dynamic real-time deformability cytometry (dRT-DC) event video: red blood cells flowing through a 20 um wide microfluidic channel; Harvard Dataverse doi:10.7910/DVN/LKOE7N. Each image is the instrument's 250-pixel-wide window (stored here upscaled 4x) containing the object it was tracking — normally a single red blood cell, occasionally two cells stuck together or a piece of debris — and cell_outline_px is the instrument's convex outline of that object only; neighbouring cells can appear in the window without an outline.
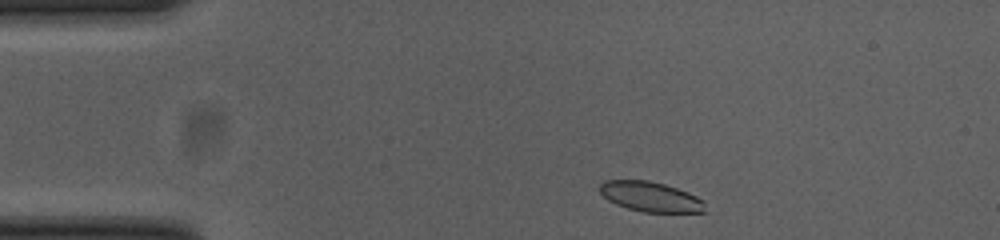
{"species": "common noctule bat (a hibernating species)", "species_latin": "Nyctalus noctula", "temperature_condition": "cold", "stored_images_in_passage": 47, "camera_frame_rate_fps": 3000, "um_per_image_px": 0.085, "animal": {"sex": "female", "body_mass_g": 23.0, "forearm_length_mm": 53.4}, "frame": {"image": 1, "passage_image": 2, "time_ms": 0.333, "image_size_px": [1000, 240], "cell_outline_px": [[704, 212], [644, 212], [628, 208], [616, 204], [608, 200], [600, 192], [600, 184], [604, 180], [648, 180], [664, 184], [688, 192], [704, 200]], "centroid_in_image_um": [55.28, 16.71], "position_along_channel_um": 29.7, "area_um2": 18.26}}
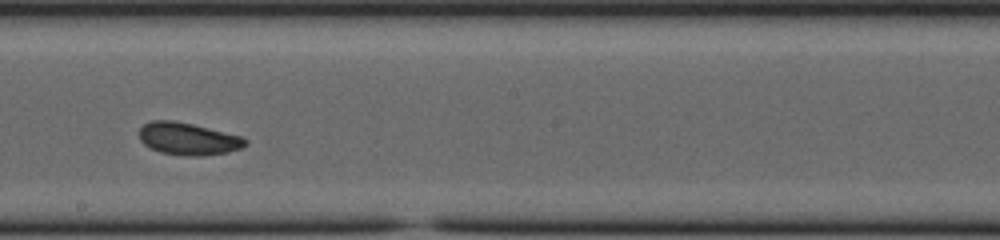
{"frame": {"image": 2, "passage_image": 23, "time_ms": 7.333, "image_size_px": [1000, 240], "cell_outline_px": [[248, 144], [240, 148], [228, 152], [200, 156], [188, 156], [160, 152], [144, 144], [140, 140], [140, 128], [144, 124], [152, 120], [172, 120], [192, 124], [240, 136], [248, 140]], "centroid_in_image_um": [15.99, 11.8], "position_along_channel_um": 232.2, "area_um2": 19.77}}
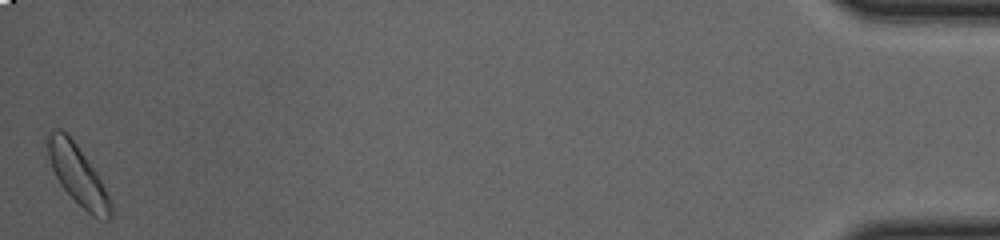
{"frame": {"image": 3, "passage_image": 47, "time_ms": 15.333, "image_size_px": [1000, 240], "cell_outline_px": [[112, 216], [108, 220], [92, 216], [60, 184], [52, 168], [48, 156], [48, 136], [52, 128], [60, 128], [68, 132], [100, 180], [112, 200]], "centroid_in_image_um": [6.61, 14.85], "position_along_channel_um": 428.6, "area_um2": 21.33}, "authors_computed_cell_mechanics": {"area_um2": 19.7676, "velocity_mm_per_s": 3.6636, "shape_relaxation_time_tau1_ms": 7.075, "shape_relaxation_time_tau2_ms": 2.2825, "deformation_change_tau1": 0.1319, "deformation_change_tau2": 0.0735}}